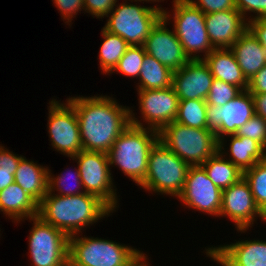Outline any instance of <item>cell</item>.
Instances as JSON below:
<instances>
[{
  "label": "cell",
  "mask_w": 266,
  "mask_h": 266,
  "mask_svg": "<svg viewBox=\"0 0 266 266\" xmlns=\"http://www.w3.org/2000/svg\"><path fill=\"white\" fill-rule=\"evenodd\" d=\"M226 266H266V240H237L210 247Z\"/></svg>",
  "instance_id": "d6986e66"
},
{
  "label": "cell",
  "mask_w": 266,
  "mask_h": 266,
  "mask_svg": "<svg viewBox=\"0 0 266 266\" xmlns=\"http://www.w3.org/2000/svg\"><path fill=\"white\" fill-rule=\"evenodd\" d=\"M49 166H43L23 156L14 174L15 182L38 203L48 192Z\"/></svg>",
  "instance_id": "cb8c5ba5"
},
{
  "label": "cell",
  "mask_w": 266,
  "mask_h": 266,
  "mask_svg": "<svg viewBox=\"0 0 266 266\" xmlns=\"http://www.w3.org/2000/svg\"><path fill=\"white\" fill-rule=\"evenodd\" d=\"M100 34L103 43H101L98 52L99 70H101V74L108 75L117 65L118 61L130 45L123 38L108 32L103 27L101 28Z\"/></svg>",
  "instance_id": "4316f807"
},
{
  "label": "cell",
  "mask_w": 266,
  "mask_h": 266,
  "mask_svg": "<svg viewBox=\"0 0 266 266\" xmlns=\"http://www.w3.org/2000/svg\"><path fill=\"white\" fill-rule=\"evenodd\" d=\"M158 141V131L130 124L107 153L110 169L118 167L139 186L146 177L150 151Z\"/></svg>",
  "instance_id": "3957f363"
},
{
  "label": "cell",
  "mask_w": 266,
  "mask_h": 266,
  "mask_svg": "<svg viewBox=\"0 0 266 266\" xmlns=\"http://www.w3.org/2000/svg\"><path fill=\"white\" fill-rule=\"evenodd\" d=\"M15 224L38 215V202L16 182L0 191V213Z\"/></svg>",
  "instance_id": "7402d4cb"
},
{
  "label": "cell",
  "mask_w": 266,
  "mask_h": 266,
  "mask_svg": "<svg viewBox=\"0 0 266 266\" xmlns=\"http://www.w3.org/2000/svg\"><path fill=\"white\" fill-rule=\"evenodd\" d=\"M137 94L138 109L142 119L139 120L132 110L133 107L130 108L131 125L160 132L166 125L175 120L179 98L172 86L163 89L137 90Z\"/></svg>",
  "instance_id": "7c38bea8"
},
{
  "label": "cell",
  "mask_w": 266,
  "mask_h": 266,
  "mask_svg": "<svg viewBox=\"0 0 266 266\" xmlns=\"http://www.w3.org/2000/svg\"><path fill=\"white\" fill-rule=\"evenodd\" d=\"M195 7L204 14L237 9L236 0H189Z\"/></svg>",
  "instance_id": "8d00e7d4"
},
{
  "label": "cell",
  "mask_w": 266,
  "mask_h": 266,
  "mask_svg": "<svg viewBox=\"0 0 266 266\" xmlns=\"http://www.w3.org/2000/svg\"><path fill=\"white\" fill-rule=\"evenodd\" d=\"M119 0H84V14L89 13L93 18L106 17Z\"/></svg>",
  "instance_id": "d590c367"
},
{
  "label": "cell",
  "mask_w": 266,
  "mask_h": 266,
  "mask_svg": "<svg viewBox=\"0 0 266 266\" xmlns=\"http://www.w3.org/2000/svg\"><path fill=\"white\" fill-rule=\"evenodd\" d=\"M111 213L114 212L102 200L89 193L61 196L47 192L38 203L37 216L72 236L108 218Z\"/></svg>",
  "instance_id": "7a4b0ae2"
},
{
  "label": "cell",
  "mask_w": 266,
  "mask_h": 266,
  "mask_svg": "<svg viewBox=\"0 0 266 266\" xmlns=\"http://www.w3.org/2000/svg\"><path fill=\"white\" fill-rule=\"evenodd\" d=\"M236 8L247 22L257 18H266V0H236Z\"/></svg>",
  "instance_id": "e575fe53"
},
{
  "label": "cell",
  "mask_w": 266,
  "mask_h": 266,
  "mask_svg": "<svg viewBox=\"0 0 266 266\" xmlns=\"http://www.w3.org/2000/svg\"><path fill=\"white\" fill-rule=\"evenodd\" d=\"M171 11L164 8L162 17L168 24L173 21V30L188 58L204 59L214 49L206 30L205 14L189 0H172Z\"/></svg>",
  "instance_id": "8992f818"
},
{
  "label": "cell",
  "mask_w": 266,
  "mask_h": 266,
  "mask_svg": "<svg viewBox=\"0 0 266 266\" xmlns=\"http://www.w3.org/2000/svg\"><path fill=\"white\" fill-rule=\"evenodd\" d=\"M206 30L214 49L230 48L248 28L238 9L205 14Z\"/></svg>",
  "instance_id": "ac0fdd59"
},
{
  "label": "cell",
  "mask_w": 266,
  "mask_h": 266,
  "mask_svg": "<svg viewBox=\"0 0 266 266\" xmlns=\"http://www.w3.org/2000/svg\"><path fill=\"white\" fill-rule=\"evenodd\" d=\"M16 170L0 169V191L15 182Z\"/></svg>",
  "instance_id": "b9f144b4"
},
{
  "label": "cell",
  "mask_w": 266,
  "mask_h": 266,
  "mask_svg": "<svg viewBox=\"0 0 266 266\" xmlns=\"http://www.w3.org/2000/svg\"><path fill=\"white\" fill-rule=\"evenodd\" d=\"M235 135L251 138L266 150V120L256 114L241 126Z\"/></svg>",
  "instance_id": "d6a6232c"
},
{
  "label": "cell",
  "mask_w": 266,
  "mask_h": 266,
  "mask_svg": "<svg viewBox=\"0 0 266 266\" xmlns=\"http://www.w3.org/2000/svg\"><path fill=\"white\" fill-rule=\"evenodd\" d=\"M159 141L189 166L202 165L219 148V141L211 130L188 127L175 121L159 132Z\"/></svg>",
  "instance_id": "ba28073f"
},
{
  "label": "cell",
  "mask_w": 266,
  "mask_h": 266,
  "mask_svg": "<svg viewBox=\"0 0 266 266\" xmlns=\"http://www.w3.org/2000/svg\"><path fill=\"white\" fill-rule=\"evenodd\" d=\"M201 166L209 179L221 190L229 188L243 177V172L219 150Z\"/></svg>",
  "instance_id": "d4e9b609"
},
{
  "label": "cell",
  "mask_w": 266,
  "mask_h": 266,
  "mask_svg": "<svg viewBox=\"0 0 266 266\" xmlns=\"http://www.w3.org/2000/svg\"><path fill=\"white\" fill-rule=\"evenodd\" d=\"M143 253L129 244L78 233L69 236L68 266H130Z\"/></svg>",
  "instance_id": "277c9868"
},
{
  "label": "cell",
  "mask_w": 266,
  "mask_h": 266,
  "mask_svg": "<svg viewBox=\"0 0 266 266\" xmlns=\"http://www.w3.org/2000/svg\"><path fill=\"white\" fill-rule=\"evenodd\" d=\"M130 3H129V2ZM133 1L136 3L134 4ZM145 1L124 0L105 17L104 29L123 38L130 46H143L152 28L162 18V5H139ZM132 3V4H131Z\"/></svg>",
  "instance_id": "5b68a950"
},
{
  "label": "cell",
  "mask_w": 266,
  "mask_h": 266,
  "mask_svg": "<svg viewBox=\"0 0 266 266\" xmlns=\"http://www.w3.org/2000/svg\"><path fill=\"white\" fill-rule=\"evenodd\" d=\"M65 102L52 98L47 103V132L51 147L63 156L72 158L83 150V146L75 109L67 100Z\"/></svg>",
  "instance_id": "8fae6325"
},
{
  "label": "cell",
  "mask_w": 266,
  "mask_h": 266,
  "mask_svg": "<svg viewBox=\"0 0 266 266\" xmlns=\"http://www.w3.org/2000/svg\"><path fill=\"white\" fill-rule=\"evenodd\" d=\"M206 108L205 100H181L174 121L188 127L208 129Z\"/></svg>",
  "instance_id": "83f0119b"
},
{
  "label": "cell",
  "mask_w": 266,
  "mask_h": 266,
  "mask_svg": "<svg viewBox=\"0 0 266 266\" xmlns=\"http://www.w3.org/2000/svg\"><path fill=\"white\" fill-rule=\"evenodd\" d=\"M214 77L203 59L190 60L173 72L172 87L181 100H206Z\"/></svg>",
  "instance_id": "e0dca14e"
},
{
  "label": "cell",
  "mask_w": 266,
  "mask_h": 266,
  "mask_svg": "<svg viewBox=\"0 0 266 266\" xmlns=\"http://www.w3.org/2000/svg\"><path fill=\"white\" fill-rule=\"evenodd\" d=\"M179 199L185 208L219 218L222 190L207 176L201 165L190 166Z\"/></svg>",
  "instance_id": "5bb4252c"
},
{
  "label": "cell",
  "mask_w": 266,
  "mask_h": 266,
  "mask_svg": "<svg viewBox=\"0 0 266 266\" xmlns=\"http://www.w3.org/2000/svg\"><path fill=\"white\" fill-rule=\"evenodd\" d=\"M203 60L215 79L236 85L242 90L248 89V80L230 48L213 49Z\"/></svg>",
  "instance_id": "603a6c76"
},
{
  "label": "cell",
  "mask_w": 266,
  "mask_h": 266,
  "mask_svg": "<svg viewBox=\"0 0 266 266\" xmlns=\"http://www.w3.org/2000/svg\"><path fill=\"white\" fill-rule=\"evenodd\" d=\"M248 182L255 203L266 216V158L243 172Z\"/></svg>",
  "instance_id": "f546056e"
},
{
  "label": "cell",
  "mask_w": 266,
  "mask_h": 266,
  "mask_svg": "<svg viewBox=\"0 0 266 266\" xmlns=\"http://www.w3.org/2000/svg\"><path fill=\"white\" fill-rule=\"evenodd\" d=\"M167 21L162 17L150 31L144 48L147 54L175 72L190 61L183 46L172 31L167 27Z\"/></svg>",
  "instance_id": "2e32d148"
},
{
  "label": "cell",
  "mask_w": 266,
  "mask_h": 266,
  "mask_svg": "<svg viewBox=\"0 0 266 266\" xmlns=\"http://www.w3.org/2000/svg\"><path fill=\"white\" fill-rule=\"evenodd\" d=\"M26 220L33 222L27 238L31 265L68 266L69 236L39 216Z\"/></svg>",
  "instance_id": "30bf717a"
},
{
  "label": "cell",
  "mask_w": 266,
  "mask_h": 266,
  "mask_svg": "<svg viewBox=\"0 0 266 266\" xmlns=\"http://www.w3.org/2000/svg\"><path fill=\"white\" fill-rule=\"evenodd\" d=\"M207 127L219 141L224 136L234 135L254 114L252 94L243 90L223 106L207 105Z\"/></svg>",
  "instance_id": "9a60e30c"
},
{
  "label": "cell",
  "mask_w": 266,
  "mask_h": 266,
  "mask_svg": "<svg viewBox=\"0 0 266 266\" xmlns=\"http://www.w3.org/2000/svg\"><path fill=\"white\" fill-rule=\"evenodd\" d=\"M137 90L163 89L172 86L173 71L145 53Z\"/></svg>",
  "instance_id": "484cf974"
},
{
  "label": "cell",
  "mask_w": 266,
  "mask_h": 266,
  "mask_svg": "<svg viewBox=\"0 0 266 266\" xmlns=\"http://www.w3.org/2000/svg\"><path fill=\"white\" fill-rule=\"evenodd\" d=\"M141 1H145L146 3H151V4H152V3H154V2H155V3H156V2H158V3H159V2H164L165 0H141Z\"/></svg>",
  "instance_id": "f6af8a7d"
},
{
  "label": "cell",
  "mask_w": 266,
  "mask_h": 266,
  "mask_svg": "<svg viewBox=\"0 0 266 266\" xmlns=\"http://www.w3.org/2000/svg\"><path fill=\"white\" fill-rule=\"evenodd\" d=\"M149 258L145 252L135 261L133 262L130 266H151L149 263Z\"/></svg>",
  "instance_id": "ee69618b"
},
{
  "label": "cell",
  "mask_w": 266,
  "mask_h": 266,
  "mask_svg": "<svg viewBox=\"0 0 266 266\" xmlns=\"http://www.w3.org/2000/svg\"><path fill=\"white\" fill-rule=\"evenodd\" d=\"M144 46H129L120 58L114 69L108 74L109 76L116 71V74L120 73L125 77L139 78L143 60L145 57Z\"/></svg>",
  "instance_id": "4dcf8cb0"
},
{
  "label": "cell",
  "mask_w": 266,
  "mask_h": 266,
  "mask_svg": "<svg viewBox=\"0 0 266 266\" xmlns=\"http://www.w3.org/2000/svg\"><path fill=\"white\" fill-rule=\"evenodd\" d=\"M72 170H75L71 172ZM70 170L69 168L66 172H62L60 175H54L52 170L49 168L48 171V192L61 196H73L84 193V189L81 182L80 172L78 167ZM68 179H74L75 184L70 186L71 181ZM57 191V193H55Z\"/></svg>",
  "instance_id": "f1b7e54d"
},
{
  "label": "cell",
  "mask_w": 266,
  "mask_h": 266,
  "mask_svg": "<svg viewBox=\"0 0 266 266\" xmlns=\"http://www.w3.org/2000/svg\"><path fill=\"white\" fill-rule=\"evenodd\" d=\"M52 2L59 11L61 19L70 27L73 18H76L80 11H84V0H52Z\"/></svg>",
  "instance_id": "836d02e7"
},
{
  "label": "cell",
  "mask_w": 266,
  "mask_h": 266,
  "mask_svg": "<svg viewBox=\"0 0 266 266\" xmlns=\"http://www.w3.org/2000/svg\"><path fill=\"white\" fill-rule=\"evenodd\" d=\"M248 29L266 50V18H257L248 21Z\"/></svg>",
  "instance_id": "ab89813d"
},
{
  "label": "cell",
  "mask_w": 266,
  "mask_h": 266,
  "mask_svg": "<svg viewBox=\"0 0 266 266\" xmlns=\"http://www.w3.org/2000/svg\"><path fill=\"white\" fill-rule=\"evenodd\" d=\"M203 251L206 254V257L210 258L211 261L213 260L216 262L217 265L226 266L224 261L209 246L207 248L205 247V250Z\"/></svg>",
  "instance_id": "7bdbcfd3"
},
{
  "label": "cell",
  "mask_w": 266,
  "mask_h": 266,
  "mask_svg": "<svg viewBox=\"0 0 266 266\" xmlns=\"http://www.w3.org/2000/svg\"><path fill=\"white\" fill-rule=\"evenodd\" d=\"M22 157L0 144V169L16 170Z\"/></svg>",
  "instance_id": "74e56055"
},
{
  "label": "cell",
  "mask_w": 266,
  "mask_h": 266,
  "mask_svg": "<svg viewBox=\"0 0 266 266\" xmlns=\"http://www.w3.org/2000/svg\"><path fill=\"white\" fill-rule=\"evenodd\" d=\"M229 138L230 140H228ZM227 141H230L228 145H226ZM218 146L219 152L242 172L266 158V150L255 140L244 136H236L235 134L224 136L219 140ZM226 146H229V148H226Z\"/></svg>",
  "instance_id": "ffe728a7"
},
{
  "label": "cell",
  "mask_w": 266,
  "mask_h": 266,
  "mask_svg": "<svg viewBox=\"0 0 266 266\" xmlns=\"http://www.w3.org/2000/svg\"><path fill=\"white\" fill-rule=\"evenodd\" d=\"M255 114L266 120V94H252Z\"/></svg>",
  "instance_id": "60d3db41"
},
{
  "label": "cell",
  "mask_w": 266,
  "mask_h": 266,
  "mask_svg": "<svg viewBox=\"0 0 266 266\" xmlns=\"http://www.w3.org/2000/svg\"><path fill=\"white\" fill-rule=\"evenodd\" d=\"M219 217L230 219L236 231L243 234H246L249 228H253L258 218L266 223V216L255 203L250 186L244 177L222 190Z\"/></svg>",
  "instance_id": "4fadbf2b"
},
{
  "label": "cell",
  "mask_w": 266,
  "mask_h": 266,
  "mask_svg": "<svg viewBox=\"0 0 266 266\" xmlns=\"http://www.w3.org/2000/svg\"><path fill=\"white\" fill-rule=\"evenodd\" d=\"M230 50L248 81L266 65V50L248 28Z\"/></svg>",
  "instance_id": "44dd1931"
},
{
  "label": "cell",
  "mask_w": 266,
  "mask_h": 266,
  "mask_svg": "<svg viewBox=\"0 0 266 266\" xmlns=\"http://www.w3.org/2000/svg\"><path fill=\"white\" fill-rule=\"evenodd\" d=\"M189 165L158 141L150 151L145 180L139 185L149 193L177 198L185 185Z\"/></svg>",
  "instance_id": "52a82bcc"
},
{
  "label": "cell",
  "mask_w": 266,
  "mask_h": 266,
  "mask_svg": "<svg viewBox=\"0 0 266 266\" xmlns=\"http://www.w3.org/2000/svg\"><path fill=\"white\" fill-rule=\"evenodd\" d=\"M70 160L77 162L85 193L97 196L115 213L119 208L120 196L116 194L108 154L82 150Z\"/></svg>",
  "instance_id": "9c48e42d"
},
{
  "label": "cell",
  "mask_w": 266,
  "mask_h": 266,
  "mask_svg": "<svg viewBox=\"0 0 266 266\" xmlns=\"http://www.w3.org/2000/svg\"><path fill=\"white\" fill-rule=\"evenodd\" d=\"M247 90L251 94H266V65L248 81Z\"/></svg>",
  "instance_id": "f35d334b"
},
{
  "label": "cell",
  "mask_w": 266,
  "mask_h": 266,
  "mask_svg": "<svg viewBox=\"0 0 266 266\" xmlns=\"http://www.w3.org/2000/svg\"><path fill=\"white\" fill-rule=\"evenodd\" d=\"M243 90L236 85H231L218 79H213L210 92L207 95V105L223 106L234 99Z\"/></svg>",
  "instance_id": "1f68e13d"
},
{
  "label": "cell",
  "mask_w": 266,
  "mask_h": 266,
  "mask_svg": "<svg viewBox=\"0 0 266 266\" xmlns=\"http://www.w3.org/2000/svg\"><path fill=\"white\" fill-rule=\"evenodd\" d=\"M66 100L75 109L83 150L108 153L131 124V107L120 105L113 96L71 95Z\"/></svg>",
  "instance_id": "6da1fadb"
}]
</instances>
